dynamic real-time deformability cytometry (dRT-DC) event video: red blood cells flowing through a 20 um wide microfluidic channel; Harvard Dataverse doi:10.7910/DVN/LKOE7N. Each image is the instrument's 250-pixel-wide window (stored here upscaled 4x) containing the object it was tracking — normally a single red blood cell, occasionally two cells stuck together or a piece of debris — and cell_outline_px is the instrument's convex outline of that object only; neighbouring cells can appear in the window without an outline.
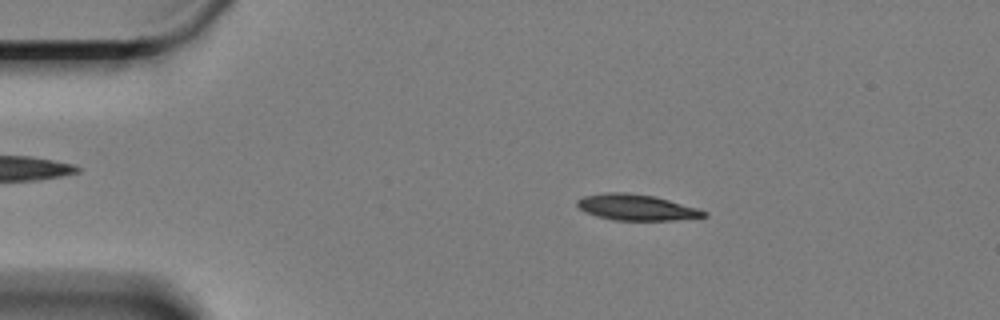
{"species": "Egyptian fruit bat (a non-hibernating species)", "species_latin": "Rousettus aegyptiacus", "temperature_condition": "cold", "stored_images_in_passage": 57, "camera_frame_rate_fps": 3000, "um_per_image_px": 0.085, "animal": {"sex": "female"}, "frame": {"image": 1, "passage_image": 10, "time_ms": 3.0, "image_size_px": [1000, 320], "cell_outline_px": [[708, 216], [672, 220], [612, 220], [596, 216], [584, 212], [576, 204], [576, 200], [584, 196], [608, 192], [624, 192], [652, 196], [668, 200], [696, 208], [708, 212]], "centroid_in_image_um": [54.04, 17.63], "position_along_channel_um": 31.0, "area_um2": 18.96}}
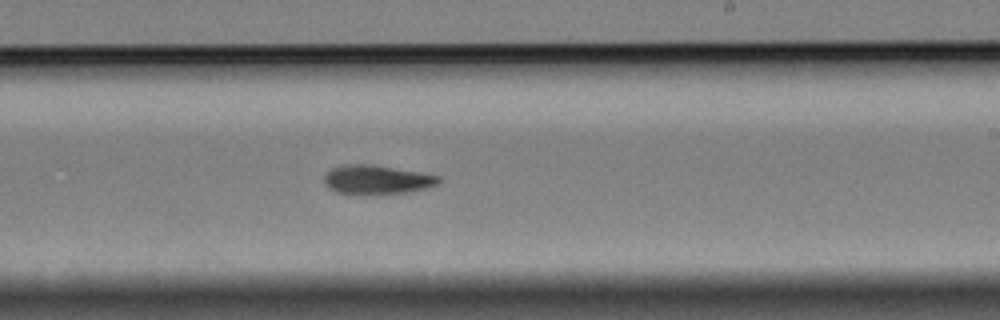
{"frame": {"image": 2, "passage_image": 35, "time_ms": 11.333, "image_size_px": [1000, 320], "cell_outline_px": [[440, 184], [408, 192], [372, 196], [364, 196], [336, 192], [328, 188], [324, 184], [324, 176], [332, 168], [340, 164], [372, 164], [420, 172], [440, 176]], "centroid_in_image_um": [32.0, 15.29], "position_along_channel_um": 257.0, "area_um2": 20.0}}
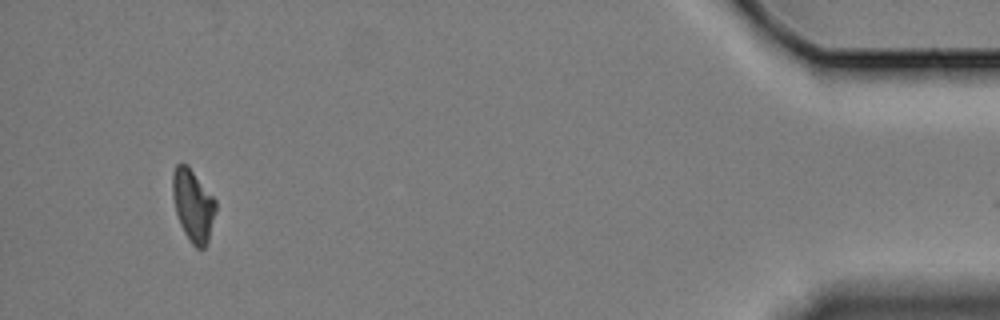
{"frame": {"image": 3, "passage_image": 56, "time_ms": 18.333, "image_size_px": [1000, 320], "cell_outline_px": [[216, 208], [208, 244], [204, 248], [196, 248], [188, 240], [180, 224], [176, 212], [172, 196], [172, 172], [176, 164], [180, 160], [188, 164], [216, 200]], "centroid_in_image_um": [16.39, 17.42], "position_along_channel_um": 418.8, "area_um2": 18.5}}